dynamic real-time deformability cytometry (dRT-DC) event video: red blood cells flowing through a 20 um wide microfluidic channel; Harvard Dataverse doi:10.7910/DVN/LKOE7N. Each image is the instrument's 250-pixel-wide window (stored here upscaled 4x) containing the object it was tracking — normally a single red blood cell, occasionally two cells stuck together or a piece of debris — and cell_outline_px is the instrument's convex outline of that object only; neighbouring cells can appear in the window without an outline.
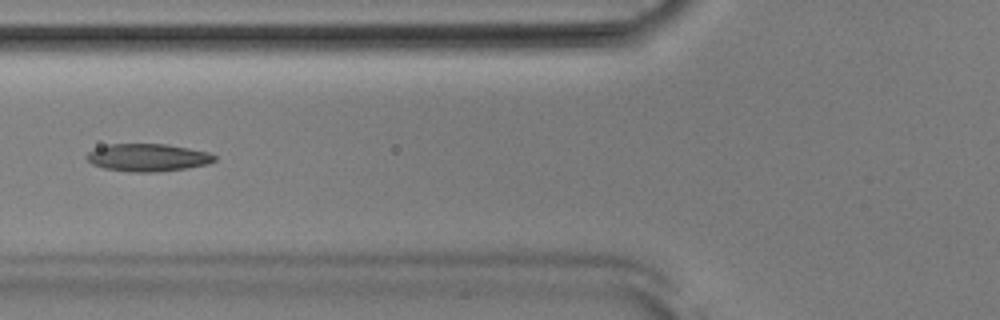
{"species": "Egyptian fruit bat (a non-hibernating species)", "species_latin": "Rousettus aegyptiacus", "temperature_condition": "room temperature", "stored_images_in_passage": 51, "camera_frame_rate_fps": 3000, "um_per_image_px": 0.085, "animal": {"sex": "male"}, "frame": {"image": 1, "passage_image": 19, "time_ms": 6.0, "image_size_px": [1000, 320], "cell_outline_px": [[216, 160], [208, 164], [184, 168], [156, 172], [132, 172], [104, 168], [92, 164], [88, 160], [88, 152], [96, 148], [108, 144], [168, 144], [208, 152], [216, 156]], "centroid_in_image_um": [12.57, 13.39], "position_along_channel_um": 113.2, "area_um2": 20.4}}
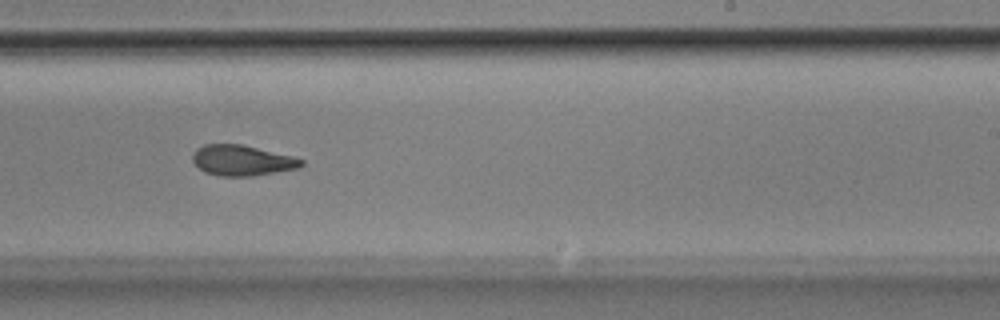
{"frame": {"image": 2, "passage_image": 31, "time_ms": 10.0, "image_size_px": [1000, 320], "cell_outline_px": [[304, 164], [300, 168], [252, 176], [220, 176], [204, 172], [192, 160], [192, 156], [196, 148], [204, 144], [240, 144], [292, 156], [304, 160]], "centroid_in_image_um": [20.57, 13.64], "position_along_channel_um": 268.4, "area_um2": 19.31}}
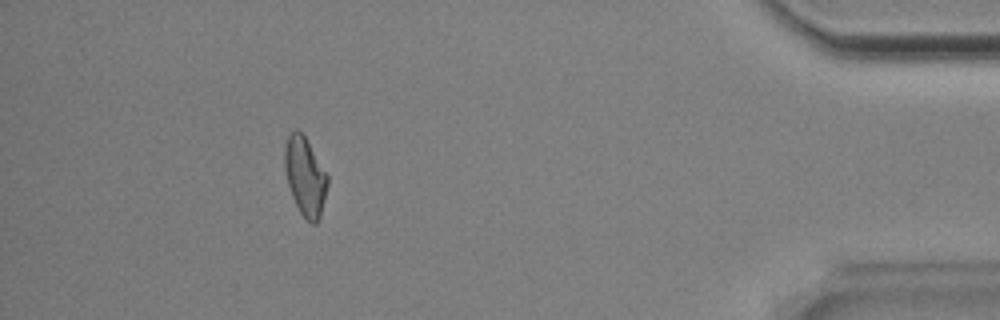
{"frame": {"image": 3, "passage_image": 46, "time_ms": 15.0, "image_size_px": [1000, 320], "cell_outline_px": [[328, 184], [320, 216], [316, 224], [312, 224], [300, 212], [292, 196], [288, 184], [284, 168], [284, 148], [288, 136], [296, 128], [304, 136], [328, 176]], "centroid_in_image_um": [25.92, 15.0], "position_along_channel_um": 409.3, "area_um2": 19.25}, "authors_computed_cell_mechanics": {"area_um2": 19.9988, "velocity_mm_per_s": 3.8922, "shape_relaxation_time_tau1_ms": null, "shape_relaxation_time_tau2_ms": 4.2588, "deformation_change_tau1": null, "deformation_change_tau2": 0.1274}}